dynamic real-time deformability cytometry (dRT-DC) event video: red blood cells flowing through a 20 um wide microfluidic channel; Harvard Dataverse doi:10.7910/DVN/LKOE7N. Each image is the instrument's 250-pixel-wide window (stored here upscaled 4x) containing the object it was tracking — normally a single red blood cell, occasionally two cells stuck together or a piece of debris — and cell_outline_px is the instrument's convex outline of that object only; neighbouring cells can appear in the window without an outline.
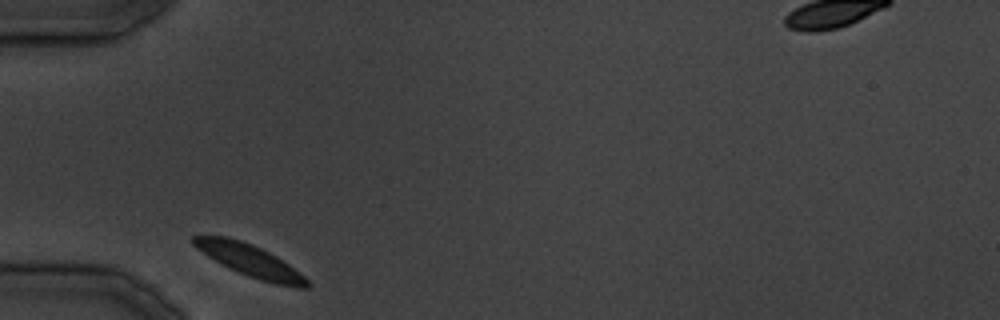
{"species": "common noctule bat (a hibernating species)", "species_latin": "Nyctalus noctula", "temperature_condition": "cold", "stored_images_in_passage": 22, "camera_frame_rate_fps": 3000, "um_per_image_px": 0.085, "animal": {"sex": "male", "body_mass_g": 19.5, "forearm_length_mm": 54.6}, "frame": {"image": 1, "passage_image": 1, "time_ms": 0.0, "image_size_px": [1000, 320], "cell_outline_px": [[312, 284], [308, 288], [296, 288], [276, 284], [260, 280], [248, 276], [228, 268], [208, 256], [196, 248], [188, 240], [192, 236], [228, 236], [252, 244], [276, 256], [288, 264], [304, 276]], "centroid_in_image_um": [21.23, 22.15], "position_along_channel_um": 63.8, "area_um2": 21.21}}
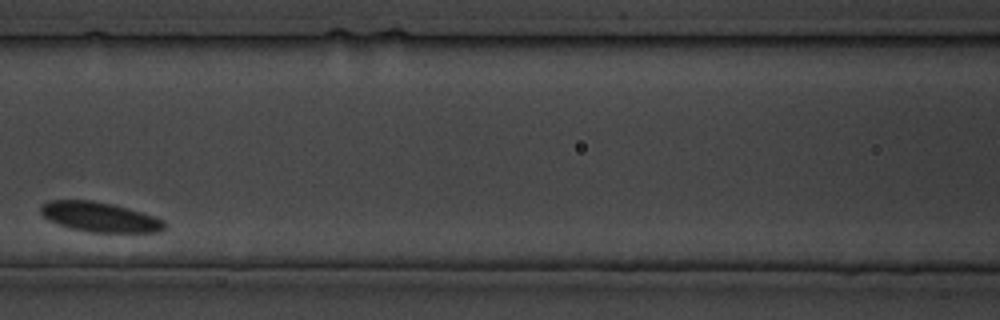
{"frame": {"image": 2, "passage_image": 7, "time_ms": 7.667, "image_size_px": [1000, 320], "cell_outline_px": [[168, 228], [160, 232], [92, 232], [68, 228], [48, 220], [40, 212], [40, 204], [48, 200], [92, 200], [112, 204], [128, 208], [164, 220], [168, 224]], "centroid_in_image_um": [8.47, 18.45], "position_along_channel_um": 158.1, "area_um2": 21.68}}
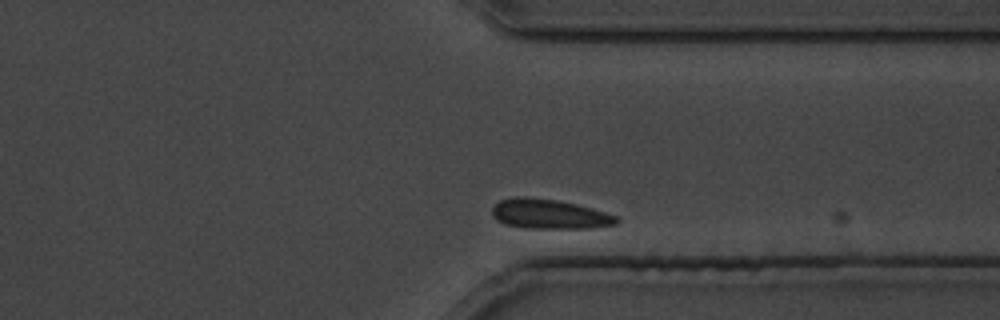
{"frame": {"image": 3, "passage_image": 20, "time_ms": 23.333, "image_size_px": [1000, 320], "cell_outline_px": [[620, 220], [616, 224], [592, 228], [524, 228], [504, 224], [496, 220], [492, 216], [492, 208], [500, 200], [516, 196], [524, 196], [556, 200], [576, 204], [592, 208], [616, 216]], "centroid_in_image_um": [46.66, 18.2], "position_along_channel_um": 364.7, "area_um2": 21.56}}